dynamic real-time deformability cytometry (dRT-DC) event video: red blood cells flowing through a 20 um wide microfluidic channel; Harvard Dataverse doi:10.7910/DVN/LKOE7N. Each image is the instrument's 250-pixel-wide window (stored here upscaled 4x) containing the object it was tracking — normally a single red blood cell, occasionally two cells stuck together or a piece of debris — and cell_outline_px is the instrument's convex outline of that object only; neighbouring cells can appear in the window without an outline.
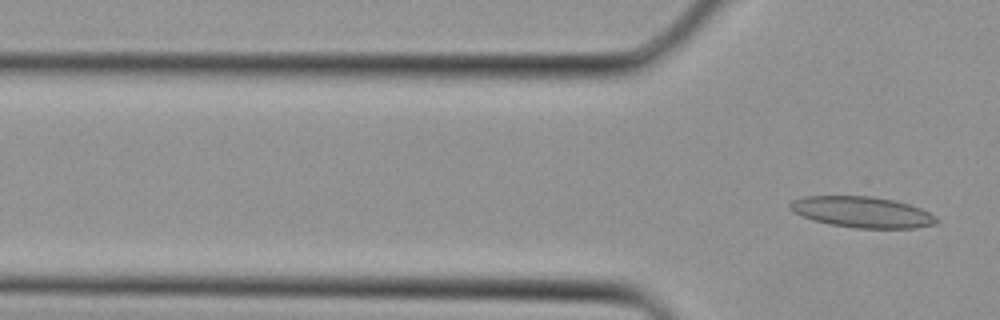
{"species": "Egyptian fruit bat (a non-hibernating species)", "species_latin": "Rousettus aegyptiacus", "temperature_condition": "cold", "stored_images_in_passage": 3, "camera_frame_rate_fps": 3000, "um_per_image_px": 0.085, "animal": {"sex": "female"}, "frame": {"image": 1, "passage_image": 3, "time_ms": 0.667, "image_size_px": [1000, 320], "cell_outline_px": [[940, 220], [936, 224], [916, 228], [856, 228], [832, 224], [812, 220], [792, 212], [788, 208], [788, 204], [792, 200], [804, 196], [872, 196], [892, 200], [908, 204], [920, 208], [936, 216]], "centroid_in_image_um": [73.26, 18.03], "position_along_channel_um": 52.5, "area_um2": 26.53}}